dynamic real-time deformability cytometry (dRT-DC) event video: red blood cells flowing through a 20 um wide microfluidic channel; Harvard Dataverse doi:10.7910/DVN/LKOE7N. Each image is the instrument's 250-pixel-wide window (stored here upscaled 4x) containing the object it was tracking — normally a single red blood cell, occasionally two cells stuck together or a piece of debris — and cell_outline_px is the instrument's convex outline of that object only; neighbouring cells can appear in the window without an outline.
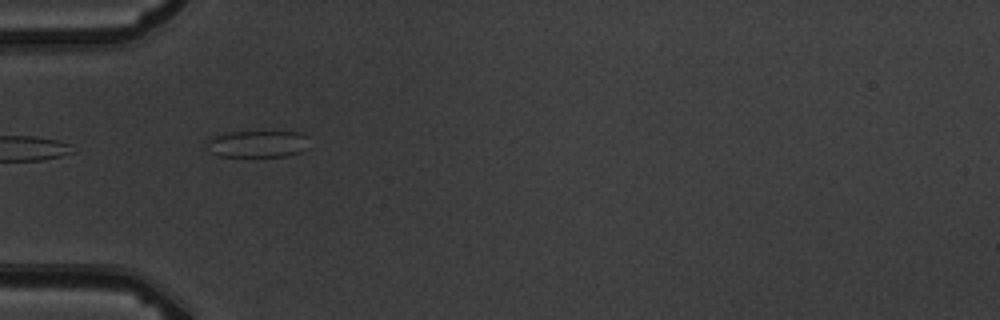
{"species": "common noctule bat (a hibernating species)", "species_latin": "Nyctalus noctula", "temperature_condition": "warm", "stored_images_in_passage": 11, "camera_frame_rate_fps": 3000, "um_per_image_px": 0.085, "animal": {"sex": "male", "body_mass_g": 19.5, "forearm_length_mm": 54.6}, "frame": {"image": 1, "passage_image": 1, "time_ms": 0.0, "image_size_px": [1000, 320], "cell_outline_px": [[308, 148], [300, 152], [288, 156], [220, 156], [212, 152], [208, 144], [216, 136], [232, 132], [304, 132], [308, 136]], "centroid_in_image_um": [22.04, 12.23], "position_along_channel_um": 63.0, "area_um2": 15.72}}
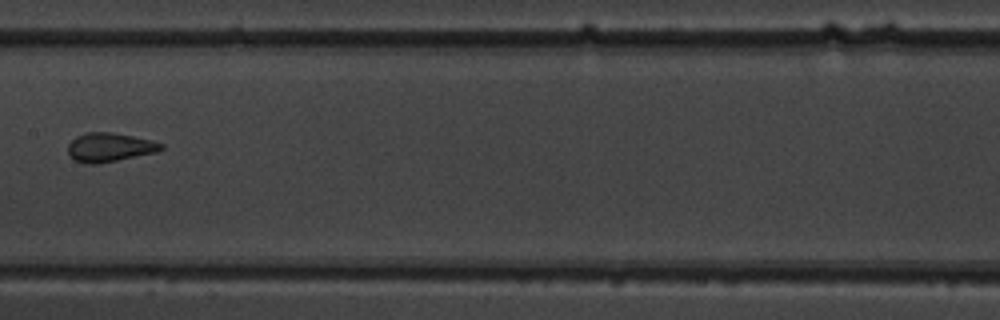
{"frame": {"image": 2, "passage_image": 4, "time_ms": 3.667, "image_size_px": [1000, 320], "cell_outline_px": [[164, 148], [156, 152], [96, 164], [84, 164], [68, 156], [68, 144], [76, 136], [84, 132], [112, 132], [152, 140], [164, 144]], "centroid_in_image_um": [9.29, 12.51], "position_along_channel_um": 198.1, "area_um2": 15.72}}
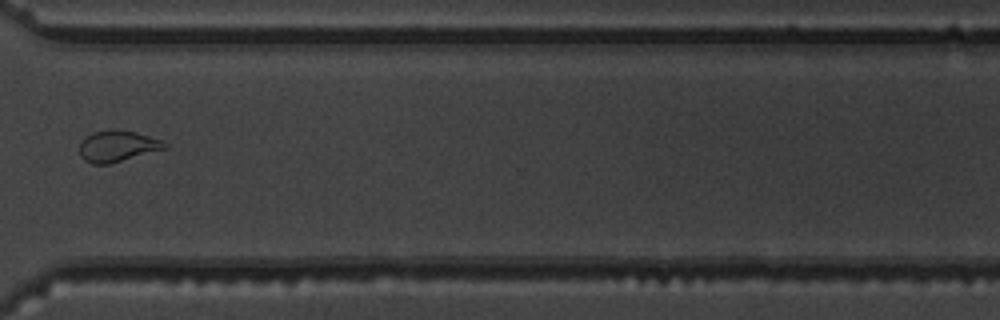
{"frame": {"image": 3, "passage_image": 8, "time_ms": 8.0, "image_size_px": [1000, 320], "cell_outline_px": [[168, 148], [108, 164], [92, 164], [84, 160], [80, 156], [80, 144], [84, 136], [92, 132], [136, 132], [160, 140], [168, 144]], "centroid_in_image_um": [9.97, 12.46], "position_along_channel_um": 360.6, "area_um2": 14.97}, "authors_computed_cell_mechanics": {"area_um2": 15.4326, "velocity_mm_per_s": 3.7639, "shape_relaxation_time_tau1_ms": 4.4149, "shape_relaxation_time_tau2_ms": 1.5021, "deformation_change_tau1": 0.1238, "deformation_change_tau2": 0.0607}}